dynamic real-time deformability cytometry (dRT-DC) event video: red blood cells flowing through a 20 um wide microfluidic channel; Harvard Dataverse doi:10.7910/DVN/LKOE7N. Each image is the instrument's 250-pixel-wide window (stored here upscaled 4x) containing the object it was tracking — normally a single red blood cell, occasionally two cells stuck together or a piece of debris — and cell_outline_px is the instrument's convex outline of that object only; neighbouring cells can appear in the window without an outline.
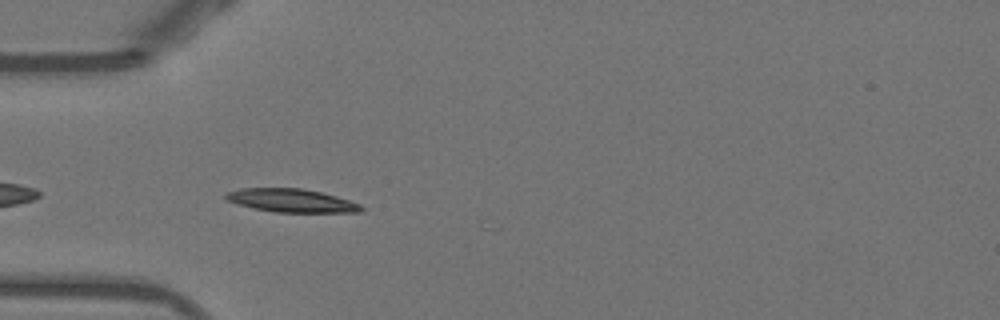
{"species": "Egyptian fruit bat (a non-hibernating species)", "species_latin": "Rousettus aegyptiacus", "temperature_condition": "warm", "stored_images_in_passage": 6, "camera_frame_rate_fps": 3000, "um_per_image_px": 0.085, "animal": {"sex": "female"}, "frame": {"image": 1, "passage_image": 2, "time_ms": 0.333, "image_size_px": [1000, 320], "cell_outline_px": [[364, 208], [360, 212], [276, 212], [236, 204], [228, 200], [224, 196], [224, 192], [240, 188], [300, 188], [320, 192], [336, 196], [360, 204]], "centroid_in_image_um": [24.74, 17.04], "position_along_channel_um": 60.3, "area_um2": 18.26}}
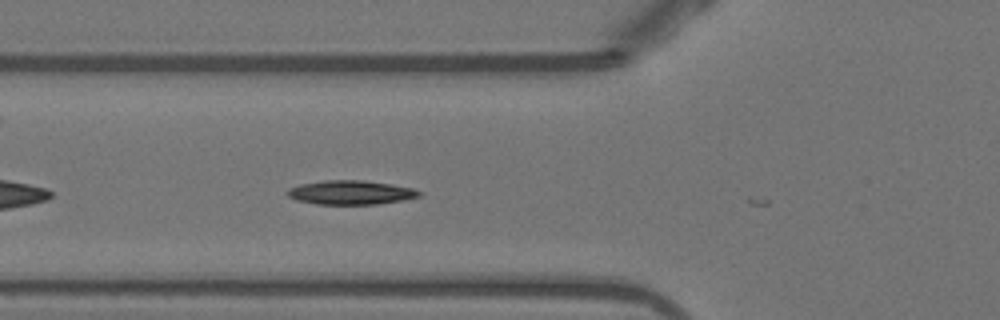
{"frame": {"image": 2, "passage_image": 5, "time_ms": 1.333, "image_size_px": [1000, 320], "cell_outline_px": [[424, 192], [420, 196], [404, 200], [376, 204], [316, 204], [296, 200], [288, 196], [288, 188], [300, 184], [324, 180], [364, 180], [392, 184], [412, 188]], "centroid_in_image_um": [29.83, 16.36], "position_along_channel_um": 96.0, "area_um2": 18.55}}